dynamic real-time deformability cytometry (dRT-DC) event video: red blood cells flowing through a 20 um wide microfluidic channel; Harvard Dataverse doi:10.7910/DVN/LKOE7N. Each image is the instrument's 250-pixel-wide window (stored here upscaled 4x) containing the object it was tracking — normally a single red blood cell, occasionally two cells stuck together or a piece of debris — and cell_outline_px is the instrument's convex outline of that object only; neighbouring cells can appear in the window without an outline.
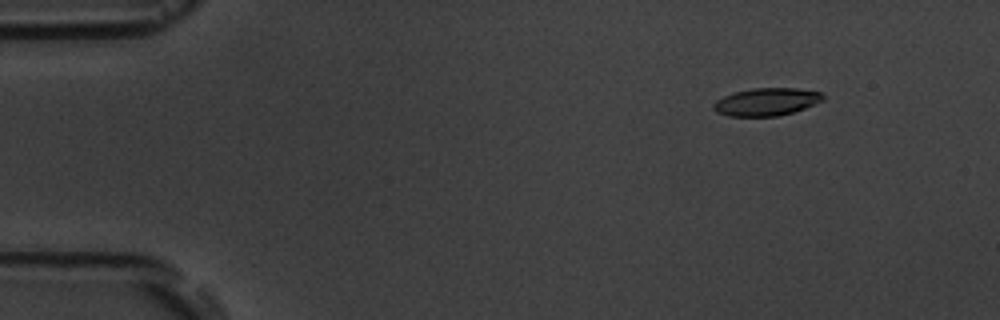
{"species": "common noctule bat (a hibernating species)", "species_latin": "Nyctalus noctula", "temperature_condition": "room temperature", "stored_images_in_passage": 4, "camera_frame_rate_fps": 3000, "um_per_image_px": 0.085, "animal": {"sex": "male", "body_mass_g": 19.5, "forearm_length_mm": 54.6}, "frame": {"image": 1, "passage_image": 1, "time_ms": 0.0, "image_size_px": [1000, 320], "cell_outline_px": [[824, 100], [804, 108], [792, 112], [776, 116], [728, 116], [716, 112], [712, 108], [712, 104], [716, 100], [724, 96], [736, 92], [752, 88], [796, 88], [820, 92], [824, 96]], "centroid_in_image_um": [65.12, 8.65], "position_along_channel_um": 19.9, "area_um2": 17.57}}
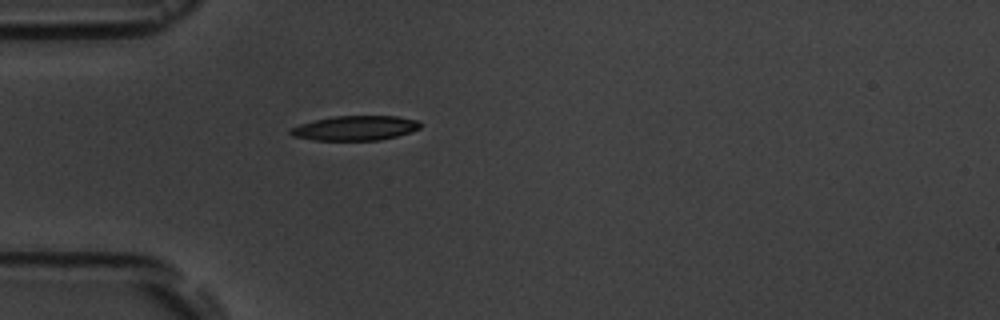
{"frame": {"image": 2, "passage_image": 4, "time_ms": 3.333, "image_size_px": [1000, 320], "cell_outline_px": [[420, 128], [396, 136], [380, 140], [312, 140], [292, 136], [288, 132], [288, 128], [300, 124], [332, 116], [396, 116], [416, 120], [420, 124]], "centroid_in_image_um": [30.12, 10.89], "position_along_channel_um": 54.9, "area_um2": 18.55}}